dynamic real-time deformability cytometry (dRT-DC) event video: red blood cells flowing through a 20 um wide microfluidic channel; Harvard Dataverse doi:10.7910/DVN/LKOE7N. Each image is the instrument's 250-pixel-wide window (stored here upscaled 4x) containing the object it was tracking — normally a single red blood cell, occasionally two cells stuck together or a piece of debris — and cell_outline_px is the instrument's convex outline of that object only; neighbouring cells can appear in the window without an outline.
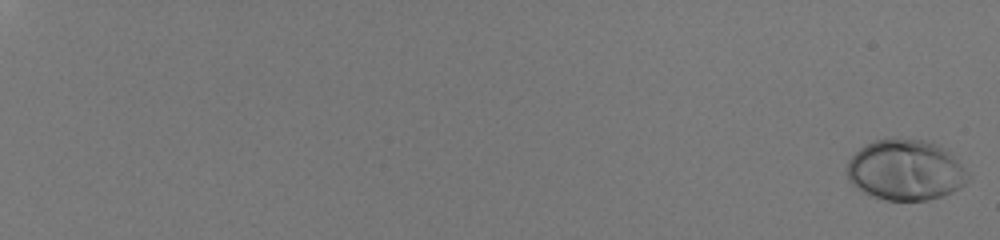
{"species": "human", "species_latin": "Homo sapiens", "temperature_condition": "room temperature", "stored_images_in_passage": 57, "camera_frame_rate_fps": 3000, "um_per_image_px": 0.085, "donor": {"sex": "male"}, "frame": {"image": 1, "passage_image": 1, "time_ms": 0.0, "image_size_px": [1000, 240], "cell_outline_px": [[972, 176], [960, 188], [944, 196], [928, 200], [884, 200], [864, 192], [852, 184], [848, 180], [848, 160], [864, 144], [876, 140], [900, 136], [924, 140], [944, 148]], "centroid_in_image_um": [76.97, 14.44], "position_along_channel_um": 8.0, "area_um2": 43.0}}
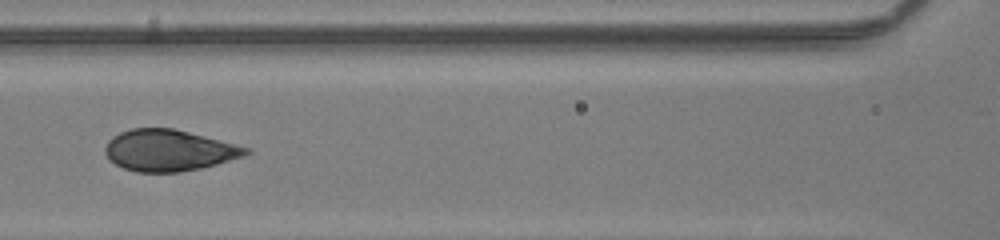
{"frame": {"image": 2, "passage_image": 33, "time_ms": 10.667, "image_size_px": [1000, 240], "cell_outline_px": [[252, 152], [244, 156], [216, 164], [200, 168], [180, 172], [136, 172], [124, 168], [108, 160], [104, 152], [104, 148], [108, 140], [112, 136], [120, 132], [132, 128], [172, 128], [252, 148]], "centroid_in_image_um": [14.34, 12.78], "position_along_channel_um": 152.3, "area_um2": 33.99}}
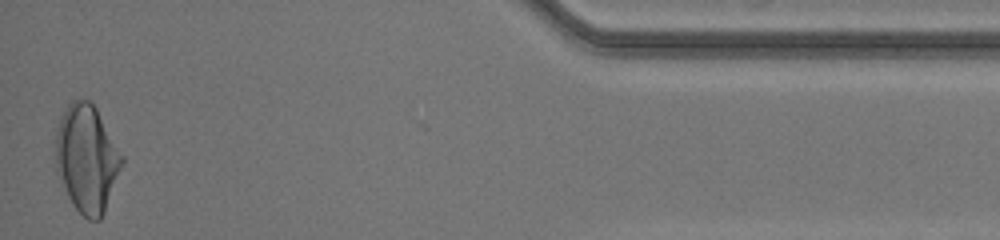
{"frame": {"image": 3, "passage_image": 57, "time_ms": 18.667, "image_size_px": [1000, 240], "cell_outline_px": [[124, 164], [104, 212], [100, 220], [88, 220], [72, 204], [56, 172], [56, 132], [60, 120], [68, 104], [72, 100], [88, 100], [96, 108], [124, 156]], "centroid_in_image_um": [7.4, 13.5], "position_along_channel_um": 427.8, "area_um2": 41.38}, "authors_computed_cell_mechanics": {"area_um2": 36.7608, "velocity_mm_per_s": 4.0764, "shape_relaxation_time_tau1_ms": 4.2006, "shape_relaxation_time_tau2_ms": null, "deformation_change_tau1": 0.1969, "deformation_change_tau2": null}}